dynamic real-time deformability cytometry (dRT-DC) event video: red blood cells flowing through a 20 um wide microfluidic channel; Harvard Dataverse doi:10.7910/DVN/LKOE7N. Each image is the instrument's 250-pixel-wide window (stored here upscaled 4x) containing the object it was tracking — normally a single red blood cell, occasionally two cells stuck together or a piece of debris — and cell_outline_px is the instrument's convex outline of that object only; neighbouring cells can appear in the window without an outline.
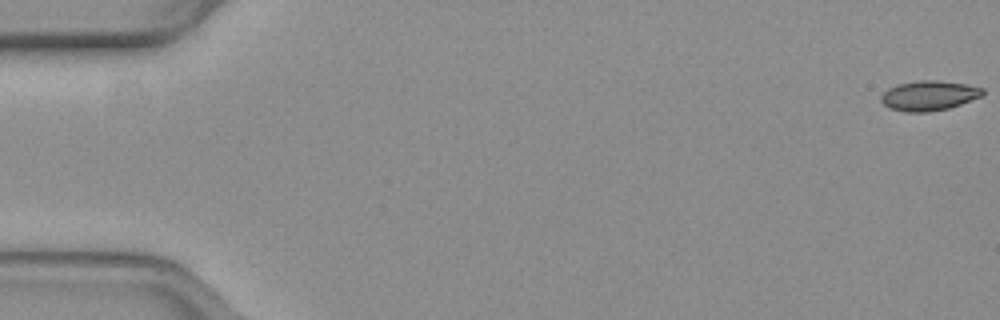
{"species": "common noctule bat (a hibernating species)", "species_latin": "Nyctalus noctula", "temperature_condition": "warm", "stored_images_in_passage": 8, "camera_frame_rate_fps": 3000, "um_per_image_px": 0.085, "animal": {"sex": "female", "body_mass_g": 19.3, "forearm_length_mm": 54.1}, "frame": {"image": 1, "passage_image": 1, "time_ms": 0.0, "image_size_px": [1000, 320], "cell_outline_px": [[984, 92], [980, 96], [960, 104], [948, 108], [928, 112], [904, 112], [892, 108], [884, 104], [880, 100], [880, 96], [888, 88], [900, 84], [920, 80], [936, 80], [964, 84], [984, 88]], "centroid_in_image_um": [78.94, 8.13], "position_along_channel_um": 6.1, "area_um2": 17.4}}